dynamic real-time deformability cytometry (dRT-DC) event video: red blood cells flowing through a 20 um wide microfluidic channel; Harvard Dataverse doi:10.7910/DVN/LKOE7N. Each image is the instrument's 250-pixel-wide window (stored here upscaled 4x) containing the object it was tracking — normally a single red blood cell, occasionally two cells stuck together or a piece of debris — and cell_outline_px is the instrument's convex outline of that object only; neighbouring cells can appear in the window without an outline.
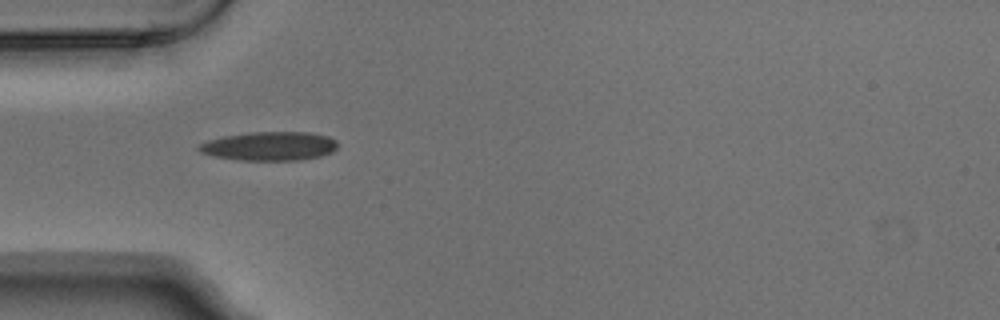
{"species": "Egyptian fruit bat (a non-hibernating species)", "species_latin": "Rousettus aegyptiacus", "temperature_condition": "warm", "stored_images_in_passage": 1, "camera_frame_rate_fps": 3000, "um_per_image_px": 0.085, "animal": {"sex": "male"}, "frame": {"image": 1, "passage_image": 1, "time_ms": 0.0, "image_size_px": [1000, 320], "cell_outline_px": [[336, 148], [332, 152], [320, 156], [300, 160], [240, 160], [212, 156], [200, 152], [196, 148], [200, 144], [208, 140], [224, 136], [252, 132], [308, 132], [328, 136], [336, 140]], "centroid_in_image_um": [22.89, 12.42], "position_along_channel_um": 62.1, "area_um2": 23.29}}